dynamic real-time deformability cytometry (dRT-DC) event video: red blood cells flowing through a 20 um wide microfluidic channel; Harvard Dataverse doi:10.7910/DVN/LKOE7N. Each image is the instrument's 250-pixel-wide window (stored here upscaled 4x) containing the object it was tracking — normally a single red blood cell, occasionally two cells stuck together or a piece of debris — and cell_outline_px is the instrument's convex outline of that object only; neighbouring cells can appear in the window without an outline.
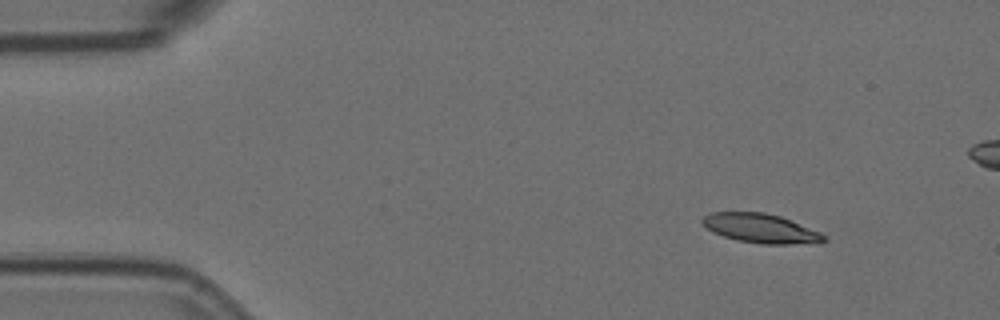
{"species": "Egyptian fruit bat (a non-hibernating species)", "species_latin": "Rousettus aegyptiacus", "temperature_condition": "room temperature", "stored_images_in_passage": 6, "segment_of_instrument_passage": [1, 2], "camera_frame_rate_fps": 3000, "um_per_image_px": 0.085, "animal": {"sex": "female"}, "frame": {"image": 1, "passage_image": 2, "time_ms": 0.333, "image_size_px": [1000, 320], "cell_outline_px": [[828, 240], [792, 244], [760, 244], [736, 240], [712, 232], [700, 220], [704, 216], [712, 212], [764, 212], [780, 216], [820, 232], [828, 236]], "centroid_in_image_um": [64.64, 19.4], "position_along_channel_um": 20.4, "area_um2": 20.52}}